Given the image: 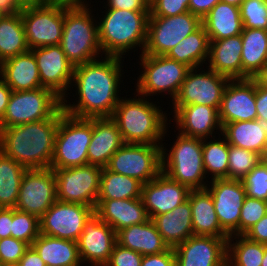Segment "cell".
Listing matches in <instances>:
<instances>
[{
	"instance_id": "1",
	"label": "cell",
	"mask_w": 267,
	"mask_h": 266,
	"mask_svg": "<svg viewBox=\"0 0 267 266\" xmlns=\"http://www.w3.org/2000/svg\"><path fill=\"white\" fill-rule=\"evenodd\" d=\"M122 59L102 56L101 59L74 66L70 88H75V96L78 97L75 100H78L71 104L69 96H66L62 100L63 111L76 118L111 117L121 99Z\"/></svg>"
},
{
	"instance_id": "2",
	"label": "cell",
	"mask_w": 267,
	"mask_h": 266,
	"mask_svg": "<svg viewBox=\"0 0 267 266\" xmlns=\"http://www.w3.org/2000/svg\"><path fill=\"white\" fill-rule=\"evenodd\" d=\"M60 110L51 118L0 130V150L26 169L50 168Z\"/></svg>"
},
{
	"instance_id": "3",
	"label": "cell",
	"mask_w": 267,
	"mask_h": 266,
	"mask_svg": "<svg viewBox=\"0 0 267 266\" xmlns=\"http://www.w3.org/2000/svg\"><path fill=\"white\" fill-rule=\"evenodd\" d=\"M134 96L121 97L111 116L119 128L123 142L154 145L167 141L164 139L166 135L170 137L167 134L170 124L166 111L156 101H151V98L149 100L135 92Z\"/></svg>"
},
{
	"instance_id": "4",
	"label": "cell",
	"mask_w": 267,
	"mask_h": 266,
	"mask_svg": "<svg viewBox=\"0 0 267 266\" xmlns=\"http://www.w3.org/2000/svg\"><path fill=\"white\" fill-rule=\"evenodd\" d=\"M104 11L101 12L102 17L97 20L99 43L104 56L127 58V53L138 52V48L142 54L147 40L150 11Z\"/></svg>"
},
{
	"instance_id": "5",
	"label": "cell",
	"mask_w": 267,
	"mask_h": 266,
	"mask_svg": "<svg viewBox=\"0 0 267 266\" xmlns=\"http://www.w3.org/2000/svg\"><path fill=\"white\" fill-rule=\"evenodd\" d=\"M91 8L93 7L64 8L63 34L60 46L67 59L74 66L103 56L98 37V17L95 16L96 14H92Z\"/></svg>"
},
{
	"instance_id": "6",
	"label": "cell",
	"mask_w": 267,
	"mask_h": 266,
	"mask_svg": "<svg viewBox=\"0 0 267 266\" xmlns=\"http://www.w3.org/2000/svg\"><path fill=\"white\" fill-rule=\"evenodd\" d=\"M176 138L170 150L165 142L161 144L162 172L190 190L205 189L210 181L203 164L202 139L178 132Z\"/></svg>"
},
{
	"instance_id": "7",
	"label": "cell",
	"mask_w": 267,
	"mask_h": 266,
	"mask_svg": "<svg viewBox=\"0 0 267 266\" xmlns=\"http://www.w3.org/2000/svg\"><path fill=\"white\" fill-rule=\"evenodd\" d=\"M139 55V69L142 71L137 83L135 81L136 93L147 98L158 94L165 97L168 94L173 102L190 68L166 55Z\"/></svg>"
},
{
	"instance_id": "8",
	"label": "cell",
	"mask_w": 267,
	"mask_h": 266,
	"mask_svg": "<svg viewBox=\"0 0 267 266\" xmlns=\"http://www.w3.org/2000/svg\"><path fill=\"white\" fill-rule=\"evenodd\" d=\"M93 134V118H76L60 109V121L50 168L88 164L87 149Z\"/></svg>"
},
{
	"instance_id": "9",
	"label": "cell",
	"mask_w": 267,
	"mask_h": 266,
	"mask_svg": "<svg viewBox=\"0 0 267 266\" xmlns=\"http://www.w3.org/2000/svg\"><path fill=\"white\" fill-rule=\"evenodd\" d=\"M62 108V99L51 90L12 91L0 130L53 117Z\"/></svg>"
},
{
	"instance_id": "10",
	"label": "cell",
	"mask_w": 267,
	"mask_h": 266,
	"mask_svg": "<svg viewBox=\"0 0 267 266\" xmlns=\"http://www.w3.org/2000/svg\"><path fill=\"white\" fill-rule=\"evenodd\" d=\"M106 168L145 184L162 172L161 144L124 143L112 155Z\"/></svg>"
},
{
	"instance_id": "11",
	"label": "cell",
	"mask_w": 267,
	"mask_h": 266,
	"mask_svg": "<svg viewBox=\"0 0 267 266\" xmlns=\"http://www.w3.org/2000/svg\"><path fill=\"white\" fill-rule=\"evenodd\" d=\"M52 169L56 178L57 200L96 208L102 167L87 164Z\"/></svg>"
},
{
	"instance_id": "12",
	"label": "cell",
	"mask_w": 267,
	"mask_h": 266,
	"mask_svg": "<svg viewBox=\"0 0 267 266\" xmlns=\"http://www.w3.org/2000/svg\"><path fill=\"white\" fill-rule=\"evenodd\" d=\"M202 19L190 11L175 16H149L143 54L166 55L183 38L196 31Z\"/></svg>"
},
{
	"instance_id": "13",
	"label": "cell",
	"mask_w": 267,
	"mask_h": 266,
	"mask_svg": "<svg viewBox=\"0 0 267 266\" xmlns=\"http://www.w3.org/2000/svg\"><path fill=\"white\" fill-rule=\"evenodd\" d=\"M20 13L30 50L60 45L64 23L63 7L53 4L23 5Z\"/></svg>"
},
{
	"instance_id": "14",
	"label": "cell",
	"mask_w": 267,
	"mask_h": 266,
	"mask_svg": "<svg viewBox=\"0 0 267 266\" xmlns=\"http://www.w3.org/2000/svg\"><path fill=\"white\" fill-rule=\"evenodd\" d=\"M204 66L190 68L172 105H207L219 109L230 79ZM204 69V70H203Z\"/></svg>"
},
{
	"instance_id": "15",
	"label": "cell",
	"mask_w": 267,
	"mask_h": 266,
	"mask_svg": "<svg viewBox=\"0 0 267 266\" xmlns=\"http://www.w3.org/2000/svg\"><path fill=\"white\" fill-rule=\"evenodd\" d=\"M57 200L56 178L52 168L27 169L15 208L39 219Z\"/></svg>"
},
{
	"instance_id": "16",
	"label": "cell",
	"mask_w": 267,
	"mask_h": 266,
	"mask_svg": "<svg viewBox=\"0 0 267 266\" xmlns=\"http://www.w3.org/2000/svg\"><path fill=\"white\" fill-rule=\"evenodd\" d=\"M94 212L87 205L56 200L40 218V234L77 242Z\"/></svg>"
},
{
	"instance_id": "17",
	"label": "cell",
	"mask_w": 267,
	"mask_h": 266,
	"mask_svg": "<svg viewBox=\"0 0 267 266\" xmlns=\"http://www.w3.org/2000/svg\"><path fill=\"white\" fill-rule=\"evenodd\" d=\"M210 192L221 228L229 235H240V214L246 195L241 180H210Z\"/></svg>"
},
{
	"instance_id": "18",
	"label": "cell",
	"mask_w": 267,
	"mask_h": 266,
	"mask_svg": "<svg viewBox=\"0 0 267 266\" xmlns=\"http://www.w3.org/2000/svg\"><path fill=\"white\" fill-rule=\"evenodd\" d=\"M38 66L41 85L62 100L70 95L74 65L67 59L60 45L31 49ZM68 91V92H67Z\"/></svg>"
},
{
	"instance_id": "19",
	"label": "cell",
	"mask_w": 267,
	"mask_h": 266,
	"mask_svg": "<svg viewBox=\"0 0 267 266\" xmlns=\"http://www.w3.org/2000/svg\"><path fill=\"white\" fill-rule=\"evenodd\" d=\"M116 243V231L94 212L77 241L83 266H105Z\"/></svg>"
},
{
	"instance_id": "20",
	"label": "cell",
	"mask_w": 267,
	"mask_h": 266,
	"mask_svg": "<svg viewBox=\"0 0 267 266\" xmlns=\"http://www.w3.org/2000/svg\"><path fill=\"white\" fill-rule=\"evenodd\" d=\"M171 106V110H174L169 112L170 114L168 113V115H172L171 113L173 112L174 119H169V124L176 122L174 125H176L178 133L199 139L216 137L217 132L218 135L222 134L219 109L199 104Z\"/></svg>"
},
{
	"instance_id": "21",
	"label": "cell",
	"mask_w": 267,
	"mask_h": 266,
	"mask_svg": "<svg viewBox=\"0 0 267 266\" xmlns=\"http://www.w3.org/2000/svg\"><path fill=\"white\" fill-rule=\"evenodd\" d=\"M227 240L190 236L174 247L176 266H227Z\"/></svg>"
},
{
	"instance_id": "22",
	"label": "cell",
	"mask_w": 267,
	"mask_h": 266,
	"mask_svg": "<svg viewBox=\"0 0 267 266\" xmlns=\"http://www.w3.org/2000/svg\"><path fill=\"white\" fill-rule=\"evenodd\" d=\"M221 125L257 119L256 82L252 78L230 80L219 107Z\"/></svg>"
},
{
	"instance_id": "23",
	"label": "cell",
	"mask_w": 267,
	"mask_h": 266,
	"mask_svg": "<svg viewBox=\"0 0 267 266\" xmlns=\"http://www.w3.org/2000/svg\"><path fill=\"white\" fill-rule=\"evenodd\" d=\"M190 189L161 172L153 180L142 184L141 198L150 219L174 210L188 199Z\"/></svg>"
},
{
	"instance_id": "24",
	"label": "cell",
	"mask_w": 267,
	"mask_h": 266,
	"mask_svg": "<svg viewBox=\"0 0 267 266\" xmlns=\"http://www.w3.org/2000/svg\"><path fill=\"white\" fill-rule=\"evenodd\" d=\"M95 213L116 233L123 228L145 223L150 219L142 198L97 200Z\"/></svg>"
},
{
	"instance_id": "25",
	"label": "cell",
	"mask_w": 267,
	"mask_h": 266,
	"mask_svg": "<svg viewBox=\"0 0 267 266\" xmlns=\"http://www.w3.org/2000/svg\"><path fill=\"white\" fill-rule=\"evenodd\" d=\"M123 144L119 128L111 117L93 118V134L87 149L88 164L106 167Z\"/></svg>"
},
{
	"instance_id": "26",
	"label": "cell",
	"mask_w": 267,
	"mask_h": 266,
	"mask_svg": "<svg viewBox=\"0 0 267 266\" xmlns=\"http://www.w3.org/2000/svg\"><path fill=\"white\" fill-rule=\"evenodd\" d=\"M222 135L229 145L267 158V120L257 118L251 121L225 123L222 126Z\"/></svg>"
},
{
	"instance_id": "27",
	"label": "cell",
	"mask_w": 267,
	"mask_h": 266,
	"mask_svg": "<svg viewBox=\"0 0 267 266\" xmlns=\"http://www.w3.org/2000/svg\"><path fill=\"white\" fill-rule=\"evenodd\" d=\"M241 34L221 40H210L206 67L230 80L242 79Z\"/></svg>"
},
{
	"instance_id": "28",
	"label": "cell",
	"mask_w": 267,
	"mask_h": 266,
	"mask_svg": "<svg viewBox=\"0 0 267 266\" xmlns=\"http://www.w3.org/2000/svg\"><path fill=\"white\" fill-rule=\"evenodd\" d=\"M0 77L12 91L42 87L37 62L31 50L3 61L0 64Z\"/></svg>"
},
{
	"instance_id": "29",
	"label": "cell",
	"mask_w": 267,
	"mask_h": 266,
	"mask_svg": "<svg viewBox=\"0 0 267 266\" xmlns=\"http://www.w3.org/2000/svg\"><path fill=\"white\" fill-rule=\"evenodd\" d=\"M188 200L192 210L194 235L218 238L230 237L220 226L213 198L206 188L190 190Z\"/></svg>"
},
{
	"instance_id": "30",
	"label": "cell",
	"mask_w": 267,
	"mask_h": 266,
	"mask_svg": "<svg viewBox=\"0 0 267 266\" xmlns=\"http://www.w3.org/2000/svg\"><path fill=\"white\" fill-rule=\"evenodd\" d=\"M116 241L121 247L131 249L143 256L159 254L169 248L152 219L119 230L116 233Z\"/></svg>"
},
{
	"instance_id": "31",
	"label": "cell",
	"mask_w": 267,
	"mask_h": 266,
	"mask_svg": "<svg viewBox=\"0 0 267 266\" xmlns=\"http://www.w3.org/2000/svg\"><path fill=\"white\" fill-rule=\"evenodd\" d=\"M152 221L170 248L176 247L194 235L192 210L188 199L174 210L155 216Z\"/></svg>"
},
{
	"instance_id": "32",
	"label": "cell",
	"mask_w": 267,
	"mask_h": 266,
	"mask_svg": "<svg viewBox=\"0 0 267 266\" xmlns=\"http://www.w3.org/2000/svg\"><path fill=\"white\" fill-rule=\"evenodd\" d=\"M202 25L210 40L240 35L243 31L240 7L220 1L202 18Z\"/></svg>"
},
{
	"instance_id": "33",
	"label": "cell",
	"mask_w": 267,
	"mask_h": 266,
	"mask_svg": "<svg viewBox=\"0 0 267 266\" xmlns=\"http://www.w3.org/2000/svg\"><path fill=\"white\" fill-rule=\"evenodd\" d=\"M31 246L46 266H82L76 241L39 234Z\"/></svg>"
},
{
	"instance_id": "34",
	"label": "cell",
	"mask_w": 267,
	"mask_h": 266,
	"mask_svg": "<svg viewBox=\"0 0 267 266\" xmlns=\"http://www.w3.org/2000/svg\"><path fill=\"white\" fill-rule=\"evenodd\" d=\"M242 79L252 78L267 64V30L243 28Z\"/></svg>"
},
{
	"instance_id": "35",
	"label": "cell",
	"mask_w": 267,
	"mask_h": 266,
	"mask_svg": "<svg viewBox=\"0 0 267 266\" xmlns=\"http://www.w3.org/2000/svg\"><path fill=\"white\" fill-rule=\"evenodd\" d=\"M210 39L201 25L196 31L183 38L175 47L170 49L166 56L189 68L207 65L209 57Z\"/></svg>"
},
{
	"instance_id": "36",
	"label": "cell",
	"mask_w": 267,
	"mask_h": 266,
	"mask_svg": "<svg viewBox=\"0 0 267 266\" xmlns=\"http://www.w3.org/2000/svg\"><path fill=\"white\" fill-rule=\"evenodd\" d=\"M28 50L21 13L0 15V64Z\"/></svg>"
},
{
	"instance_id": "37",
	"label": "cell",
	"mask_w": 267,
	"mask_h": 266,
	"mask_svg": "<svg viewBox=\"0 0 267 266\" xmlns=\"http://www.w3.org/2000/svg\"><path fill=\"white\" fill-rule=\"evenodd\" d=\"M142 183L103 167L97 200L141 198Z\"/></svg>"
},
{
	"instance_id": "38",
	"label": "cell",
	"mask_w": 267,
	"mask_h": 266,
	"mask_svg": "<svg viewBox=\"0 0 267 266\" xmlns=\"http://www.w3.org/2000/svg\"><path fill=\"white\" fill-rule=\"evenodd\" d=\"M26 170L0 150V208H15Z\"/></svg>"
},
{
	"instance_id": "39",
	"label": "cell",
	"mask_w": 267,
	"mask_h": 266,
	"mask_svg": "<svg viewBox=\"0 0 267 266\" xmlns=\"http://www.w3.org/2000/svg\"><path fill=\"white\" fill-rule=\"evenodd\" d=\"M228 154L229 144L222 134L218 138L202 139L203 164L207 177L211 175V180L228 179Z\"/></svg>"
},
{
	"instance_id": "40",
	"label": "cell",
	"mask_w": 267,
	"mask_h": 266,
	"mask_svg": "<svg viewBox=\"0 0 267 266\" xmlns=\"http://www.w3.org/2000/svg\"><path fill=\"white\" fill-rule=\"evenodd\" d=\"M265 249L266 245L244 235H231L227 240V266H261Z\"/></svg>"
},
{
	"instance_id": "41",
	"label": "cell",
	"mask_w": 267,
	"mask_h": 266,
	"mask_svg": "<svg viewBox=\"0 0 267 266\" xmlns=\"http://www.w3.org/2000/svg\"><path fill=\"white\" fill-rule=\"evenodd\" d=\"M262 159L258 153L229 145L228 179H243Z\"/></svg>"
},
{
	"instance_id": "42",
	"label": "cell",
	"mask_w": 267,
	"mask_h": 266,
	"mask_svg": "<svg viewBox=\"0 0 267 266\" xmlns=\"http://www.w3.org/2000/svg\"><path fill=\"white\" fill-rule=\"evenodd\" d=\"M40 234V219L30 213L13 208L11 237L30 246Z\"/></svg>"
},
{
	"instance_id": "43",
	"label": "cell",
	"mask_w": 267,
	"mask_h": 266,
	"mask_svg": "<svg viewBox=\"0 0 267 266\" xmlns=\"http://www.w3.org/2000/svg\"><path fill=\"white\" fill-rule=\"evenodd\" d=\"M241 181L248 197L267 201V158H263Z\"/></svg>"
},
{
	"instance_id": "44",
	"label": "cell",
	"mask_w": 267,
	"mask_h": 266,
	"mask_svg": "<svg viewBox=\"0 0 267 266\" xmlns=\"http://www.w3.org/2000/svg\"><path fill=\"white\" fill-rule=\"evenodd\" d=\"M240 14L243 28L267 30V0H244Z\"/></svg>"
},
{
	"instance_id": "45",
	"label": "cell",
	"mask_w": 267,
	"mask_h": 266,
	"mask_svg": "<svg viewBox=\"0 0 267 266\" xmlns=\"http://www.w3.org/2000/svg\"><path fill=\"white\" fill-rule=\"evenodd\" d=\"M267 214V201L245 197L240 214V235H244Z\"/></svg>"
},
{
	"instance_id": "46",
	"label": "cell",
	"mask_w": 267,
	"mask_h": 266,
	"mask_svg": "<svg viewBox=\"0 0 267 266\" xmlns=\"http://www.w3.org/2000/svg\"><path fill=\"white\" fill-rule=\"evenodd\" d=\"M29 247L28 243L13 237L0 239V263L17 266Z\"/></svg>"
},
{
	"instance_id": "47",
	"label": "cell",
	"mask_w": 267,
	"mask_h": 266,
	"mask_svg": "<svg viewBox=\"0 0 267 266\" xmlns=\"http://www.w3.org/2000/svg\"><path fill=\"white\" fill-rule=\"evenodd\" d=\"M189 11V0H150L149 16H175Z\"/></svg>"
},
{
	"instance_id": "48",
	"label": "cell",
	"mask_w": 267,
	"mask_h": 266,
	"mask_svg": "<svg viewBox=\"0 0 267 266\" xmlns=\"http://www.w3.org/2000/svg\"><path fill=\"white\" fill-rule=\"evenodd\" d=\"M143 255L115 244L105 266H141Z\"/></svg>"
},
{
	"instance_id": "49",
	"label": "cell",
	"mask_w": 267,
	"mask_h": 266,
	"mask_svg": "<svg viewBox=\"0 0 267 266\" xmlns=\"http://www.w3.org/2000/svg\"><path fill=\"white\" fill-rule=\"evenodd\" d=\"M103 4L105 9L150 11V0H107Z\"/></svg>"
},
{
	"instance_id": "50",
	"label": "cell",
	"mask_w": 267,
	"mask_h": 266,
	"mask_svg": "<svg viewBox=\"0 0 267 266\" xmlns=\"http://www.w3.org/2000/svg\"><path fill=\"white\" fill-rule=\"evenodd\" d=\"M141 266H176L174 249L169 247L162 253L143 256Z\"/></svg>"
},
{
	"instance_id": "51",
	"label": "cell",
	"mask_w": 267,
	"mask_h": 266,
	"mask_svg": "<svg viewBox=\"0 0 267 266\" xmlns=\"http://www.w3.org/2000/svg\"><path fill=\"white\" fill-rule=\"evenodd\" d=\"M244 236L249 240L267 245V214L257 222Z\"/></svg>"
},
{
	"instance_id": "52",
	"label": "cell",
	"mask_w": 267,
	"mask_h": 266,
	"mask_svg": "<svg viewBox=\"0 0 267 266\" xmlns=\"http://www.w3.org/2000/svg\"><path fill=\"white\" fill-rule=\"evenodd\" d=\"M221 0H189V11L201 19Z\"/></svg>"
},
{
	"instance_id": "53",
	"label": "cell",
	"mask_w": 267,
	"mask_h": 266,
	"mask_svg": "<svg viewBox=\"0 0 267 266\" xmlns=\"http://www.w3.org/2000/svg\"><path fill=\"white\" fill-rule=\"evenodd\" d=\"M13 208H0V239L11 237Z\"/></svg>"
},
{
	"instance_id": "54",
	"label": "cell",
	"mask_w": 267,
	"mask_h": 266,
	"mask_svg": "<svg viewBox=\"0 0 267 266\" xmlns=\"http://www.w3.org/2000/svg\"><path fill=\"white\" fill-rule=\"evenodd\" d=\"M257 118L267 120V89L256 83Z\"/></svg>"
},
{
	"instance_id": "55",
	"label": "cell",
	"mask_w": 267,
	"mask_h": 266,
	"mask_svg": "<svg viewBox=\"0 0 267 266\" xmlns=\"http://www.w3.org/2000/svg\"><path fill=\"white\" fill-rule=\"evenodd\" d=\"M17 266H46L36 250L30 246L19 260Z\"/></svg>"
},
{
	"instance_id": "56",
	"label": "cell",
	"mask_w": 267,
	"mask_h": 266,
	"mask_svg": "<svg viewBox=\"0 0 267 266\" xmlns=\"http://www.w3.org/2000/svg\"><path fill=\"white\" fill-rule=\"evenodd\" d=\"M22 6L21 0H0V15L19 14Z\"/></svg>"
},
{
	"instance_id": "57",
	"label": "cell",
	"mask_w": 267,
	"mask_h": 266,
	"mask_svg": "<svg viewBox=\"0 0 267 266\" xmlns=\"http://www.w3.org/2000/svg\"><path fill=\"white\" fill-rule=\"evenodd\" d=\"M11 93V88L0 77V120L5 114Z\"/></svg>"
},
{
	"instance_id": "58",
	"label": "cell",
	"mask_w": 267,
	"mask_h": 266,
	"mask_svg": "<svg viewBox=\"0 0 267 266\" xmlns=\"http://www.w3.org/2000/svg\"><path fill=\"white\" fill-rule=\"evenodd\" d=\"M91 0H52L53 5H58L67 9H75V8H88L91 5Z\"/></svg>"
},
{
	"instance_id": "59",
	"label": "cell",
	"mask_w": 267,
	"mask_h": 266,
	"mask_svg": "<svg viewBox=\"0 0 267 266\" xmlns=\"http://www.w3.org/2000/svg\"><path fill=\"white\" fill-rule=\"evenodd\" d=\"M252 79L261 87L267 89V64Z\"/></svg>"
},
{
	"instance_id": "60",
	"label": "cell",
	"mask_w": 267,
	"mask_h": 266,
	"mask_svg": "<svg viewBox=\"0 0 267 266\" xmlns=\"http://www.w3.org/2000/svg\"><path fill=\"white\" fill-rule=\"evenodd\" d=\"M23 5L52 4V0H21Z\"/></svg>"
},
{
	"instance_id": "61",
	"label": "cell",
	"mask_w": 267,
	"mask_h": 266,
	"mask_svg": "<svg viewBox=\"0 0 267 266\" xmlns=\"http://www.w3.org/2000/svg\"><path fill=\"white\" fill-rule=\"evenodd\" d=\"M244 0H221V2L228 3L230 5L240 7Z\"/></svg>"
},
{
	"instance_id": "62",
	"label": "cell",
	"mask_w": 267,
	"mask_h": 266,
	"mask_svg": "<svg viewBox=\"0 0 267 266\" xmlns=\"http://www.w3.org/2000/svg\"><path fill=\"white\" fill-rule=\"evenodd\" d=\"M261 266H267V245H266L264 257L261 262Z\"/></svg>"
},
{
	"instance_id": "63",
	"label": "cell",
	"mask_w": 267,
	"mask_h": 266,
	"mask_svg": "<svg viewBox=\"0 0 267 266\" xmlns=\"http://www.w3.org/2000/svg\"><path fill=\"white\" fill-rule=\"evenodd\" d=\"M0 266H9V265H6V264H3V263H0Z\"/></svg>"
}]
</instances>
